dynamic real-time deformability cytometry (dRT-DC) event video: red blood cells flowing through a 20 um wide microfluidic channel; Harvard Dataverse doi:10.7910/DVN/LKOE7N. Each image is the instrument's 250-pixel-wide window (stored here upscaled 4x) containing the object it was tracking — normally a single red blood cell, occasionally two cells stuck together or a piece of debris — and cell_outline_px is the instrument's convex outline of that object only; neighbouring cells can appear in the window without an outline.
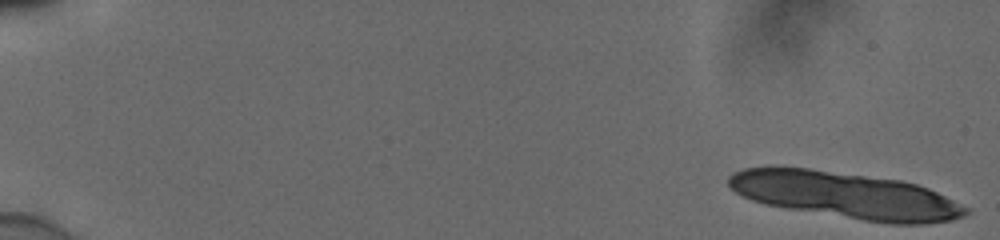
{"species": "human", "species_latin": "Homo sapiens", "temperature_condition": "cold", "stored_images_in_passage": 17, "camera_frame_rate_fps": 3000, "um_per_image_px": 0.085, "donor": {"sex": "male"}, "frame": {"image": 1, "passage_image": 1, "time_ms": 0.0, "image_size_px": [1000, 240], "cell_outline_px": [[972, 212], [964, 216], [952, 220], [924, 224], [888, 224], [788, 208], [764, 204], [752, 200], [736, 192], [728, 184], [728, 176], [744, 168], [808, 168], [900, 180], [916, 184], [928, 188], [972, 208]], "centroid_in_image_um": [71.98, 16.61], "position_along_channel_um": 13.0, "area_um2": 63.93}}